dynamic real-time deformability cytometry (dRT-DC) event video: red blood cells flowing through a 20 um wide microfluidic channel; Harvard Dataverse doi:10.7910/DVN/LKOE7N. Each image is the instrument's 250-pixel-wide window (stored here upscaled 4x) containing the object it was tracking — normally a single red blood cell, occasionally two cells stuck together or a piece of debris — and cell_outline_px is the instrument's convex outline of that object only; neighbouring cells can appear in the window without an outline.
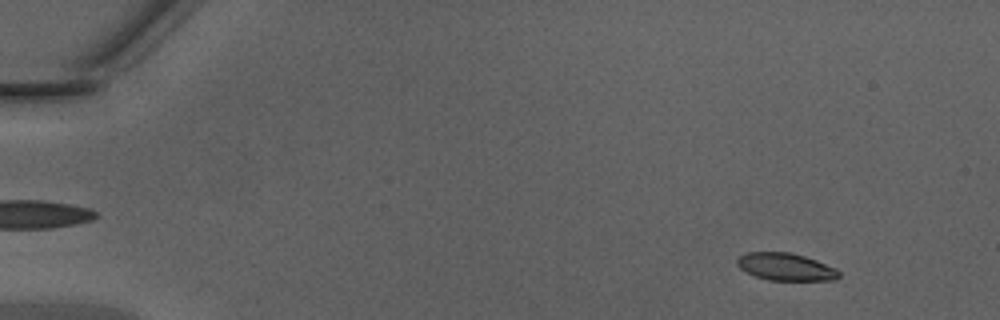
{"species": "Egyptian fruit bat (a non-hibernating species)", "species_latin": "Rousettus aegyptiacus", "temperature_condition": "warm", "stored_images_in_passage": 48, "camera_frame_rate_fps": 3000, "um_per_image_px": 0.085, "animal": {"sex": "male"}, "frame": {"image": 1, "passage_image": 5, "time_ms": 1.333, "image_size_px": [1000, 320], "cell_outline_px": [[840, 276], [836, 280], [768, 280], [756, 276], [740, 268], [736, 264], [736, 260], [740, 256], [748, 252], [788, 252], [804, 256], [816, 260], [836, 268], [840, 272]], "centroid_in_image_um": [66.8, 22.68], "position_along_channel_um": 18.2, "area_um2": 16.18}}
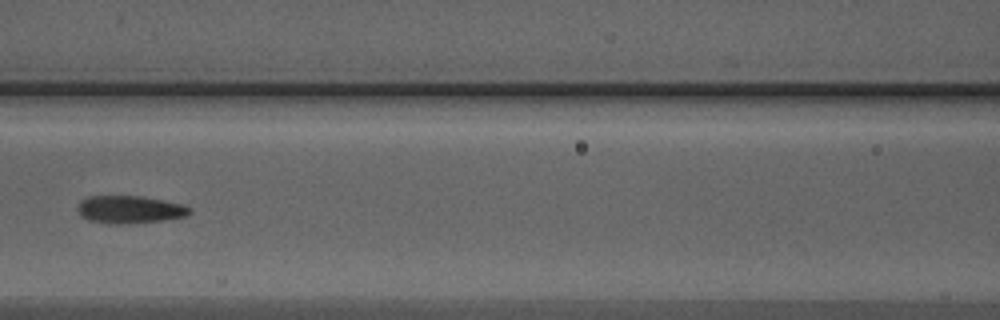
{"frame": {"image": 2, "passage_image": 23, "time_ms": 7.333, "image_size_px": [1000, 320], "cell_outline_px": [[192, 212], [188, 216], [164, 220], [128, 224], [108, 224], [88, 220], [80, 216], [76, 208], [80, 200], [88, 196], [140, 196], [180, 204], [192, 208]], "centroid_in_image_um": [10.99, 17.82], "position_along_channel_um": 155.6, "area_um2": 18.26}}
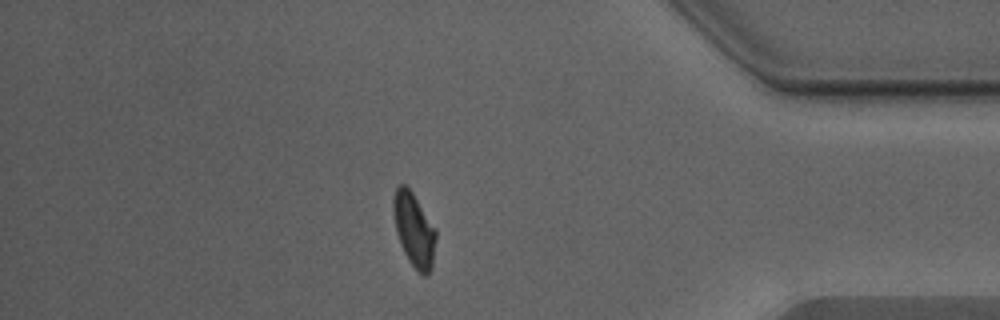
{"frame": {"image": 3, "passage_image": 42, "time_ms": 13.667, "image_size_px": [1000, 320], "cell_outline_px": [[436, 240], [432, 268], [428, 276], [424, 276], [408, 260], [400, 244], [396, 232], [392, 212], [392, 200], [396, 188], [400, 184], [404, 184], [412, 192], [436, 228]], "centroid_in_image_um": [35.19, 19.52], "position_along_channel_um": 400.0, "area_um2": 18.44}, "authors_computed_cell_mechanics": {"area_um2": 18.1781, "velocity_mm_per_s": 4.3317, "shape_relaxation_time_tau1_ms": 3.4393, "shape_relaxation_time_tau2_ms": 1.2622, "deformation_change_tau1": 0.161, "deformation_change_tau2": 0.0788}}